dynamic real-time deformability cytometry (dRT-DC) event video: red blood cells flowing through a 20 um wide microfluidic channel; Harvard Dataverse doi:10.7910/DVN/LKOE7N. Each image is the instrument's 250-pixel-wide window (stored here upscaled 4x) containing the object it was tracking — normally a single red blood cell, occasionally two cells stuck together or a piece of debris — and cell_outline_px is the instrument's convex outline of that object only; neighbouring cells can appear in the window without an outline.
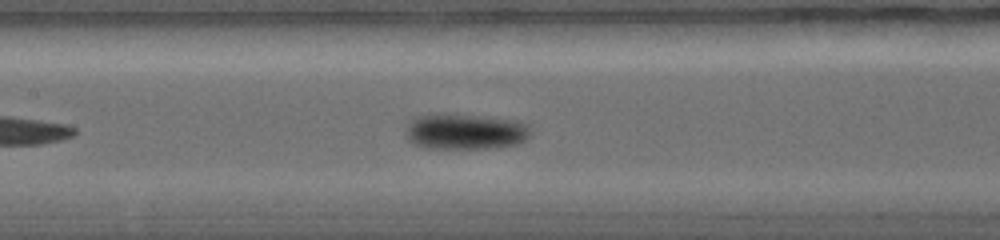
{"species": "common noctule bat (a hibernating species)", "species_latin": "Nyctalus noctula", "temperature_condition": "warm", "stored_images_in_passage": 29, "camera_frame_rate_fps": 5000, "um_per_image_px": 0.085, "animal": {"sex": "female", "body_mass_g": 19.0, "forearm_length_mm": 56.7}, "frame": {"image": 1, "passage_image": 12, "time_ms": 4.2, "image_size_px": [1000, 240], "cell_outline_px": [[532, 132], [524, 140], [516, 144], [492, 148], [424, 148], [412, 144], [408, 140], [404, 132], [404, 128], [416, 116], [432, 112], [444, 112], [520, 120], [532, 124]], "centroid_in_image_um": [39.53, 11.15], "position_along_channel_um": 167.9, "area_um2": 27.05}}
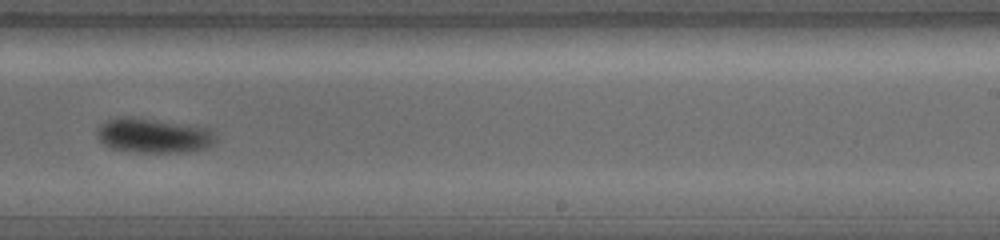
{"frame": {"image": 2, "passage_image": 18, "time_ms": 6.4, "image_size_px": [1000, 240], "cell_outline_px": [[216, 140], [212, 144], [204, 148], [188, 152], [132, 152], [112, 148], [104, 144], [96, 136], [96, 128], [100, 124], [116, 116], [132, 116], [192, 124], [208, 128], [216, 136]], "centroid_in_image_um": [13.02, 11.5], "position_along_channel_um": 276.0, "area_um2": 24.45}}
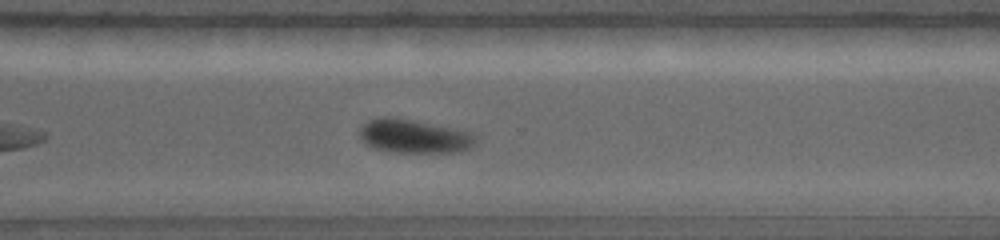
{"frame": {"image": 3, "passage_image": 21, "time_ms": 7.6, "image_size_px": [1000, 240], "cell_outline_px": [[476, 140], [468, 148], [456, 152], [392, 152], [372, 148], [364, 144], [360, 140], [360, 128], [368, 120], [380, 116], [396, 116], [472, 132], [476, 136]], "centroid_in_image_um": [35.12, 11.56], "position_along_channel_um": 335.5, "area_um2": 23.06}}